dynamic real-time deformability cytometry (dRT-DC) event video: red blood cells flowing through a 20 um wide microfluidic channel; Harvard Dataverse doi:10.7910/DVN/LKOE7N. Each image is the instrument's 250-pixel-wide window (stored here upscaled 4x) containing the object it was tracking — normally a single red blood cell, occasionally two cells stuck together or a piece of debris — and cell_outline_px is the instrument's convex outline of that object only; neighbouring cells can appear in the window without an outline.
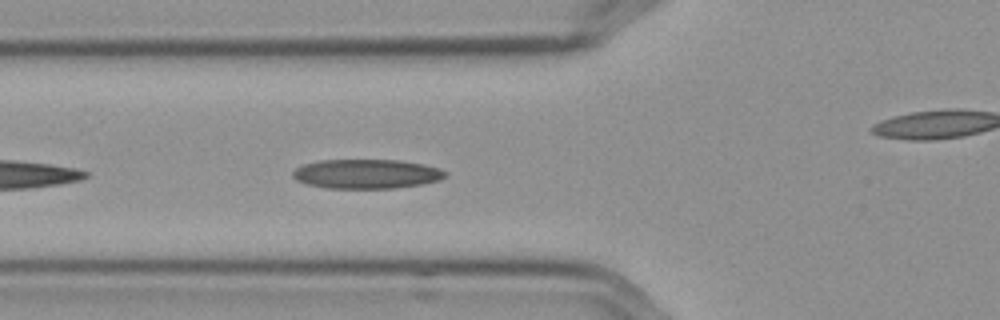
{"species": "Egyptian fruit bat (a non-hibernating species)", "species_latin": "Rousettus aegyptiacus", "temperature_condition": "cold", "stored_images_in_passage": 27, "camera_frame_rate_fps": 3000, "um_per_image_px": 0.085, "frame": {"image": 1, "passage_image": 5, "time_ms": 1.333, "image_size_px": [1000, 320], "cell_outline_px": [[448, 172], [440, 180], [420, 184], [396, 188], [328, 188], [304, 184], [296, 180], [292, 176], [292, 172], [296, 168], [304, 164], [320, 160], [400, 160], [424, 164], [440, 168]], "centroid_in_image_um": [31.14, 14.78], "position_along_channel_um": 94.7, "area_um2": 26.18}}
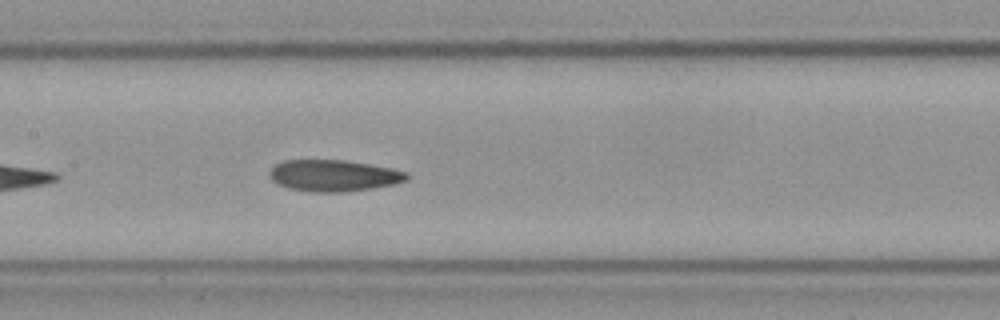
{"frame": {"image": 2, "passage_image": 12, "time_ms": 3.667, "image_size_px": [1000, 320], "cell_outline_px": [[408, 180], [392, 184], [372, 188], [344, 192], [308, 192], [288, 188], [276, 184], [272, 180], [268, 172], [276, 164], [284, 160], [344, 160], [392, 168], [408, 172]], "centroid_in_image_um": [28.34, 14.93], "position_along_channel_um": 179.1, "area_um2": 25.26}}
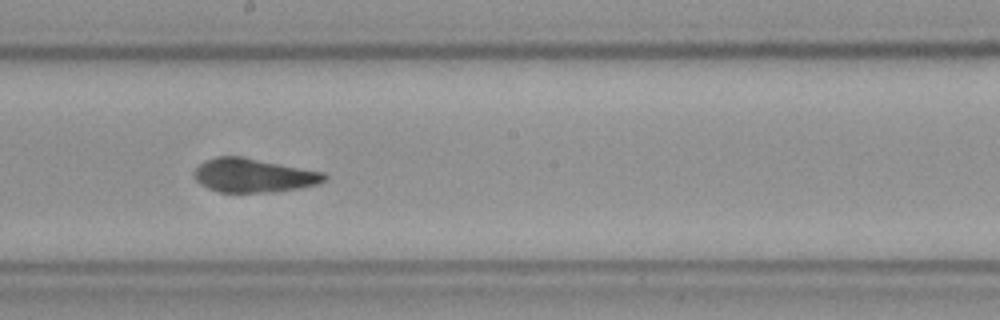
{"frame": {"image": 3, "passage_image": 16, "time_ms": 5.0, "image_size_px": [1000, 320], "cell_outline_px": [[328, 176], [324, 180], [316, 184], [276, 192], [220, 192], [208, 188], [200, 184], [192, 176], [192, 172], [196, 164], [204, 160], [220, 156], [236, 156], [324, 172]], "centroid_in_image_um": [21.46, 14.91], "position_along_channel_um": 226.7, "area_um2": 25.49}}